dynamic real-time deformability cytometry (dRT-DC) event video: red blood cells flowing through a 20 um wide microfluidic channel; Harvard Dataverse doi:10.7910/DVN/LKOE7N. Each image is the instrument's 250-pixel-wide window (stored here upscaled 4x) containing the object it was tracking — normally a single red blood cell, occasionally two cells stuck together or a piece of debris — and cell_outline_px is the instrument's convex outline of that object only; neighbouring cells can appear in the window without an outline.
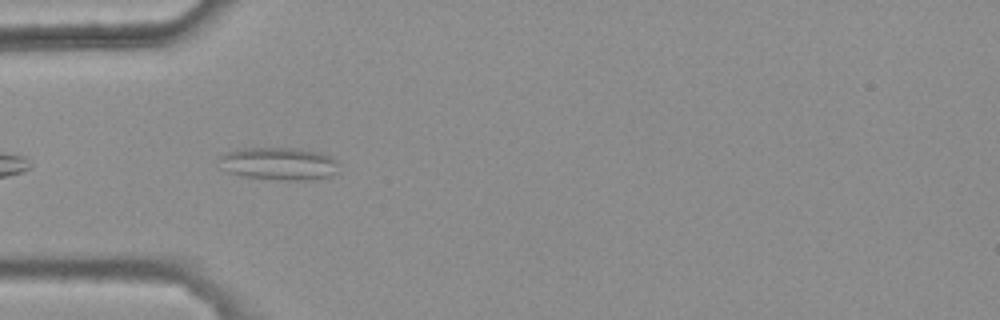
{"species": "common noctule bat (a hibernating species)", "species_latin": "Nyctalus noctula", "temperature_condition": "warm", "stored_images_in_passage": 6, "camera_frame_rate_fps": 3000, "um_per_image_px": 0.085, "animal": {"sex": "female", "body_mass_g": 25.1}, "frame": {"image": 1, "passage_image": 2, "time_ms": 0.333, "image_size_px": [1000, 320], "cell_outline_px": [[340, 172], [332, 176], [312, 180], [280, 180], [244, 176], [228, 172], [220, 156], [228, 152], [240, 148], [300, 148], [324, 152], [332, 156], [336, 160]], "centroid_in_image_um": [23.86, 13.91], "position_along_channel_um": 61.1, "area_um2": 22.95}}